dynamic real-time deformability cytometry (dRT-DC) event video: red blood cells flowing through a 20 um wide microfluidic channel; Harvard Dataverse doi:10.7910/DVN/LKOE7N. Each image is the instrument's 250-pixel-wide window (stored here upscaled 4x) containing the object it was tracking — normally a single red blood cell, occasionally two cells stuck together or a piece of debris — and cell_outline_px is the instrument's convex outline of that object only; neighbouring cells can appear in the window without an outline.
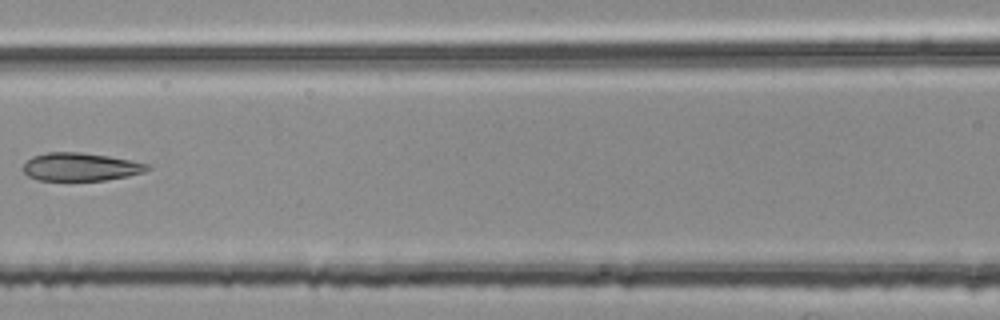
{"species": "common noctule bat (a hibernating species)", "species_latin": "Nyctalus noctula", "temperature_condition": "room temperature", "stored_images_in_passage": 3, "camera_frame_rate_fps": 3000, "um_per_image_px": 0.085, "animal": {"sex": "female", "body_mass_g": 25.1}, "frame": {"image": 1, "passage_image": 3, "time_ms": 0.667, "image_size_px": [1000, 320], "cell_outline_px": [[152, 168], [144, 172], [128, 176], [104, 180], [40, 180], [28, 176], [24, 172], [24, 164], [32, 156], [48, 152], [80, 152], [108, 156], [132, 160], [148, 164]], "centroid_in_image_um": [6.87, 14.18], "position_along_channel_um": 159.7, "area_um2": 20.23}}